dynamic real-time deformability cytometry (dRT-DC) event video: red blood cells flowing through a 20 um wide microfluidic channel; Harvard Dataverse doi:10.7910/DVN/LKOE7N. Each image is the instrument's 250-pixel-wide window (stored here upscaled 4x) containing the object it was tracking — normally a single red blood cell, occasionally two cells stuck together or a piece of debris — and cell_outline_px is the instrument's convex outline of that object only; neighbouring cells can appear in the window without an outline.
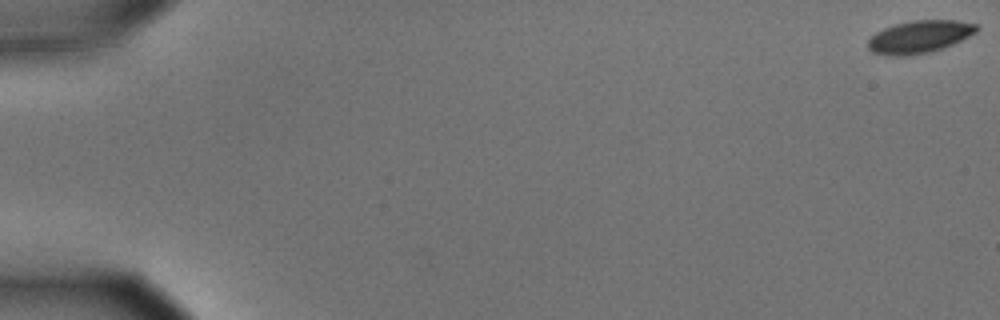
{"species": "common noctule bat (a hibernating species)", "species_latin": "Nyctalus noctula", "temperature_condition": "cold", "stored_images_in_passage": 58, "camera_frame_rate_fps": 3000, "um_per_image_px": 0.085, "animal": {"sex": "male", "body_mass_g": 15.6}, "frame": {"image": 1, "passage_image": 1, "time_ms": 0.0, "image_size_px": [1000, 320], "cell_outline_px": [[980, 28], [976, 32], [944, 48], [928, 52], [908, 56], [884, 56], [872, 52], [868, 48], [868, 40], [876, 32], [884, 28], [896, 24], [912, 20], [956, 20], [976, 24]], "centroid_in_image_um": [78.13, 3.13], "position_along_channel_um": 6.9, "area_um2": 20.63}}
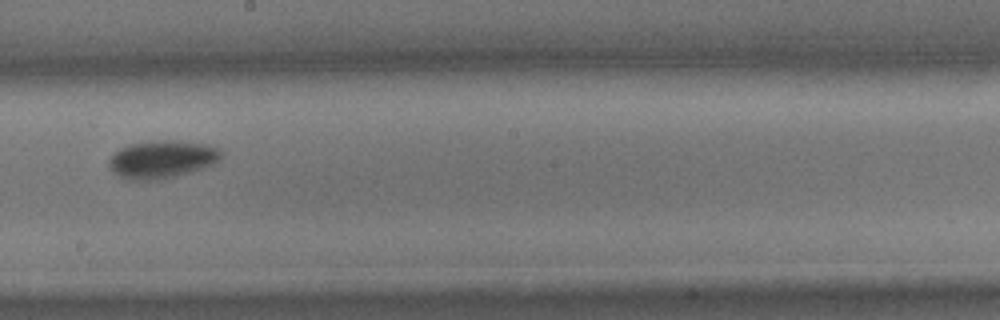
{"frame": {"image": 2, "passage_image": 34, "time_ms": 11.0, "image_size_px": [1000, 320], "cell_outline_px": [[224, 152], [212, 164], [204, 168], [156, 180], [128, 180], [120, 176], [108, 164], [108, 160], [120, 148], [128, 144], [164, 140], [176, 140], [208, 144]], "centroid_in_image_um": [13.76, 13.53], "position_along_channel_um": 234.4, "area_um2": 24.28}}
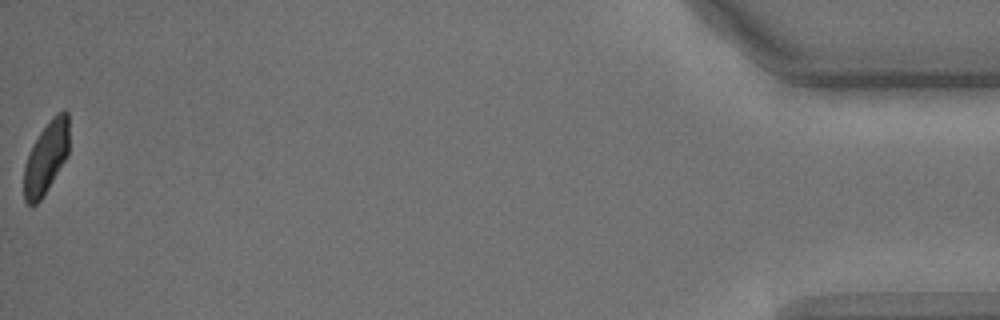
{"frame": {"image": 3, "passage_image": 58, "time_ms": 19.0, "image_size_px": [1000, 320], "cell_outline_px": [[68, 156], [48, 188], [40, 200], [32, 208], [24, 200], [24, 164], [32, 144], [40, 132], [52, 116], [64, 108], [68, 112]], "centroid_in_image_um": [3.91, 13.39], "position_along_channel_um": 431.3, "area_um2": 19.13}, "authors_computed_cell_mechanics": {"area_um2": 22.1085, "velocity_mm_per_s": 3.5677, "shape_relaxation_time_tau1_ms": 2.5235, "shape_relaxation_time_tau2_ms": null, "deformation_change_tau1": 0.1115, "deformation_change_tau2": null}}